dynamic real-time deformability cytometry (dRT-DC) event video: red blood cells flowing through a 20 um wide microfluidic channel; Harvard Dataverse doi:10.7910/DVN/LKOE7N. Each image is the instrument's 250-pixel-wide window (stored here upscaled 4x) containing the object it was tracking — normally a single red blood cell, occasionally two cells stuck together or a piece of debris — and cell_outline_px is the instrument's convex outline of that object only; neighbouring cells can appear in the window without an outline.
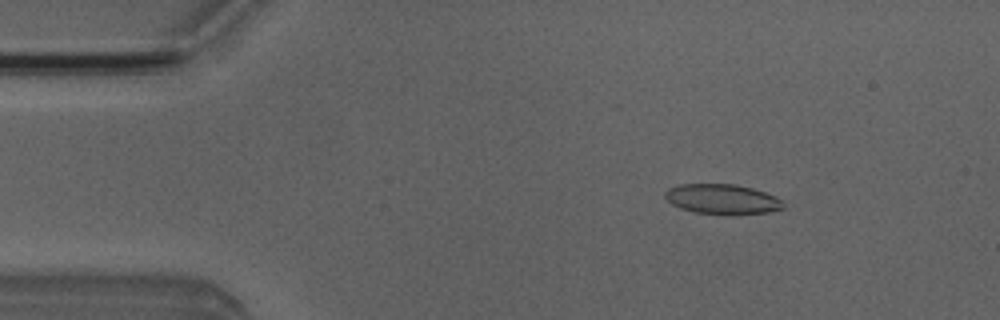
{"species": "Egyptian fruit bat (a non-hibernating species)", "species_latin": "Rousettus aegyptiacus", "temperature_condition": "room temperature", "stored_images_in_passage": 3, "camera_frame_rate_fps": 3000, "um_per_image_px": 0.085, "animal": {"sex": "male"}, "frame": {"image": 1, "passage_image": 1, "time_ms": 0.0, "image_size_px": [1000, 320], "cell_outline_px": [[784, 208], [768, 212], [732, 216], [696, 212], [680, 208], [672, 204], [664, 196], [664, 192], [668, 188], [680, 184], [736, 184], [752, 188], [776, 196], [780, 200]], "centroid_in_image_um": [61.38, 16.94], "position_along_channel_um": 23.6, "area_um2": 20.87}}